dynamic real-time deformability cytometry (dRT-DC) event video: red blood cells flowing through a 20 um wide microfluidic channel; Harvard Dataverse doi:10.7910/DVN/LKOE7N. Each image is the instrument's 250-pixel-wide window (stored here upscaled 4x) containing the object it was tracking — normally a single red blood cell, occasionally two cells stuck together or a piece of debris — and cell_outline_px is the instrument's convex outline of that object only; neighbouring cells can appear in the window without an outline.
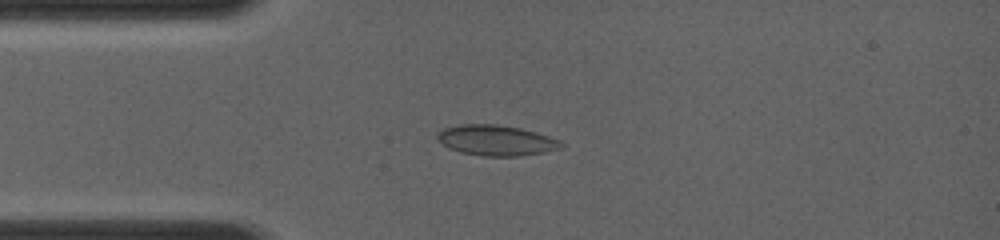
{"species": "common noctule bat (a hibernating species)", "species_latin": "Nyctalus noctula", "temperature_condition": "room temperature", "stored_images_in_passage": 25, "camera_frame_rate_fps": 4000, "um_per_image_px": 0.085, "animal": {"sex": "female", "body_mass_g": 19.0, "forearm_length_mm": 56.7}, "frame": {"image": 1, "passage_image": 6, "time_ms": 2.75, "image_size_px": [1000, 240], "cell_outline_px": [[564, 148], [544, 152], [516, 156], [488, 156], [464, 152], [452, 148], [444, 144], [436, 136], [444, 128], [456, 124], [496, 124], [520, 128], [536, 132], [560, 140], [564, 144]], "centroid_in_image_um": [42.24, 11.91], "position_along_channel_um": 42.8, "area_um2": 21.68}}
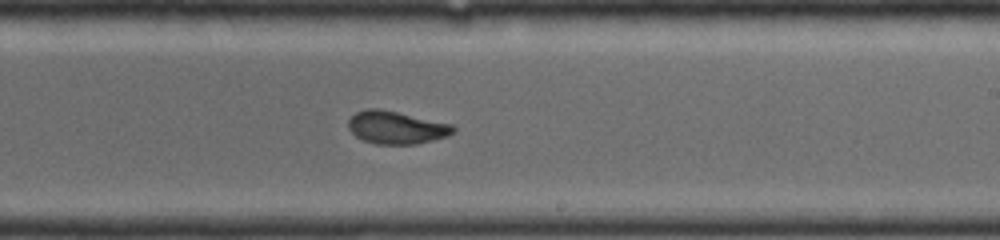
{"frame": {"image": 2, "passage_image": 15, "time_ms": 7.75, "image_size_px": [1000, 240], "cell_outline_px": [[456, 128], [452, 132], [444, 136], [412, 144], [376, 144], [364, 140], [356, 136], [348, 128], [348, 120], [356, 112], [368, 108], [380, 108], [452, 124]], "centroid_in_image_um": [33.63, 10.82], "position_along_channel_um": 255.4, "area_um2": 19.65}}
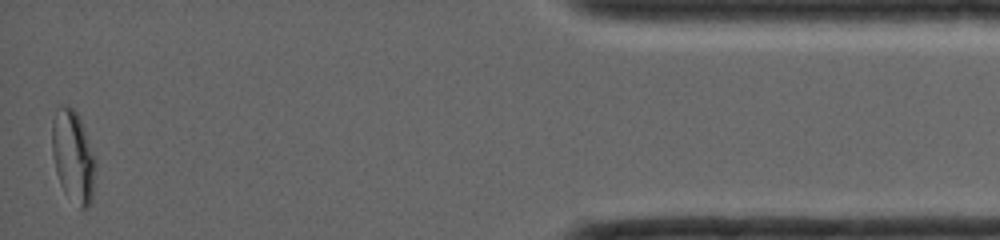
{"frame": {"image": 3, "passage_image": 25, "time_ms": 13.0, "image_size_px": [1000, 240], "cell_outline_px": [[92, 200], [84, 208], [80, 208], [60, 184], [52, 152], [52, 124], [64, 104], [68, 104], [76, 112], [80, 120], [92, 156]], "centroid_in_image_um": [6.16, 13.28], "position_along_channel_um": 429.0, "area_um2": 21.39}}